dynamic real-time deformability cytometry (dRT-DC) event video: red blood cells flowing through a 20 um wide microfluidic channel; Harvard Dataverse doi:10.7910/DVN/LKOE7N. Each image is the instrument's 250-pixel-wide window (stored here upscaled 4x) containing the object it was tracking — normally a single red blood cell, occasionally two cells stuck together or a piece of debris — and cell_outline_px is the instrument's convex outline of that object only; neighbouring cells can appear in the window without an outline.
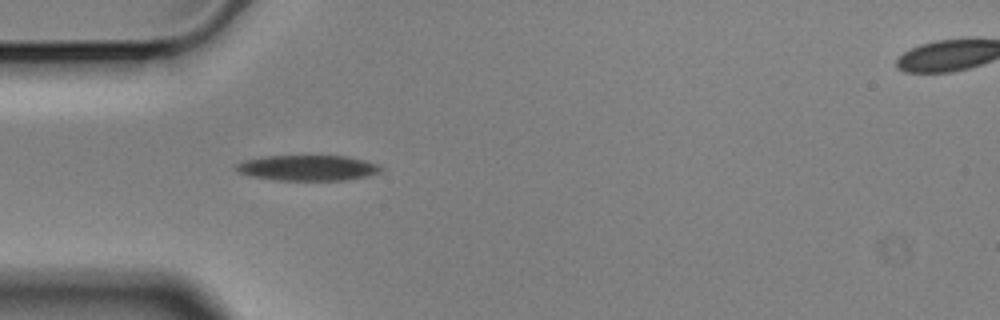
{"species": "Egyptian fruit bat (a non-hibernating species)", "species_latin": "Rousettus aegyptiacus", "temperature_condition": "cold", "stored_images_in_passage": 41, "camera_frame_rate_fps": 3000, "um_per_image_px": 0.085, "animal": {"sex": "male"}, "frame": {"image": 1, "passage_image": 1, "time_ms": 0.0, "image_size_px": [1000, 320], "cell_outline_px": [[384, 168], [380, 172], [368, 176], [344, 180], [280, 180], [252, 176], [240, 172], [236, 168], [236, 164], [244, 160], [264, 156], [344, 156], [364, 160], [376, 164]], "centroid_in_image_um": [26.18, 14.27], "position_along_channel_um": 58.8, "area_um2": 21.27}}
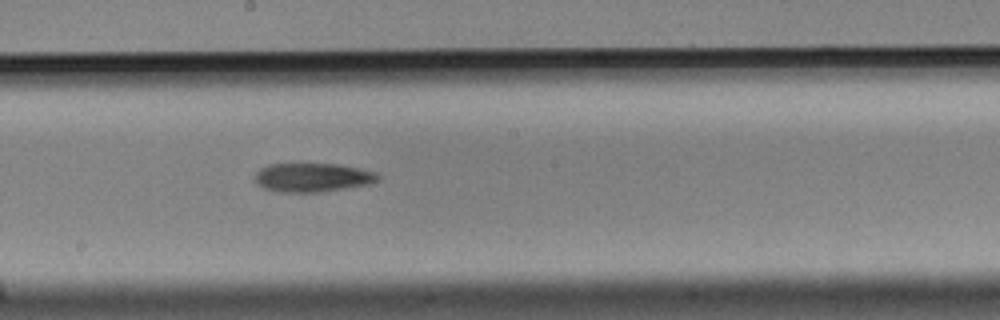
{"frame": {"image": 2, "passage_image": 15, "time_ms": 4.667, "image_size_px": [1000, 320], "cell_outline_px": [[380, 180], [372, 184], [348, 188], [320, 192], [276, 192], [264, 188], [256, 184], [256, 172], [260, 168], [268, 164], [340, 164], [360, 168], [376, 172], [380, 176]], "centroid_in_image_um": [26.61, 15.09], "position_along_channel_um": 221.6, "area_um2": 20.98}}
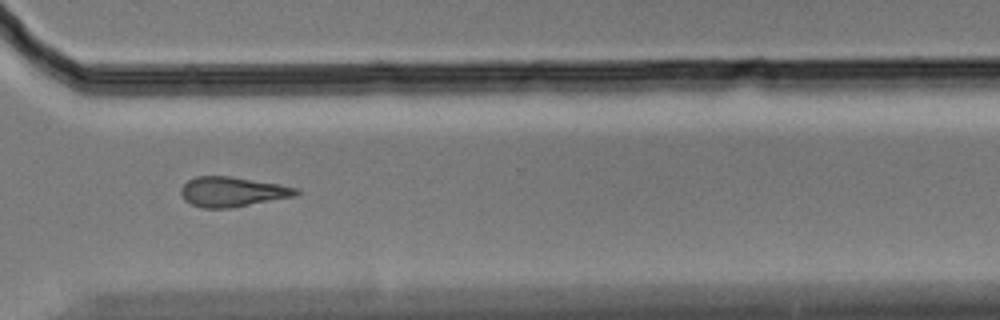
{"frame": {"image": 3, "passage_image": 26, "time_ms": 8.333, "image_size_px": [1000, 320], "cell_outline_px": [[300, 192], [296, 196], [228, 208], [200, 208], [184, 200], [180, 192], [180, 188], [188, 180], [196, 176], [232, 176], [280, 184], [296, 188]], "centroid_in_image_um": [19.73, 16.29], "position_along_channel_um": 350.9, "area_um2": 20.06}, "authors_computed_cell_mechanics": {"area_um2": 20.4612, "velocity_mm_per_s": 3.5367, "shape_relaxation_time_tau1_ms": 5.6384, "shape_relaxation_time_tau2_ms": null, "deformation_change_tau1": 0.1424, "deformation_change_tau2": null}}